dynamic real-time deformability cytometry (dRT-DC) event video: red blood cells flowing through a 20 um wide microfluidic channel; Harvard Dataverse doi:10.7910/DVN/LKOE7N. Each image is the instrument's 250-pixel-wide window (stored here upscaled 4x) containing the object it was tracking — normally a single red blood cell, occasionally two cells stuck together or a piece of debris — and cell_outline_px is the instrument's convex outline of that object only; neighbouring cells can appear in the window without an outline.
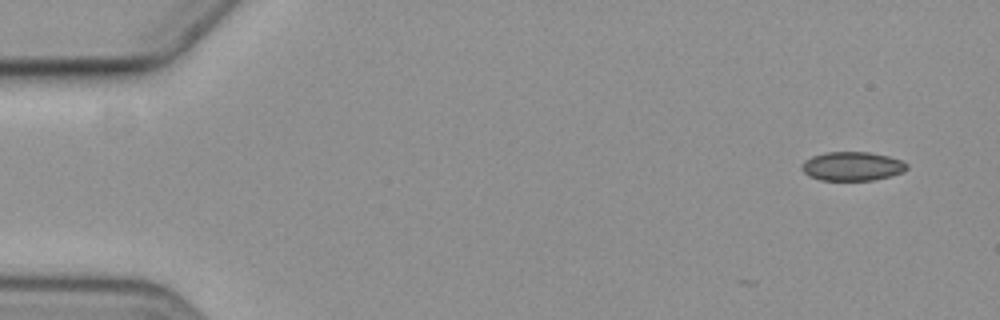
{"species": "common noctule bat (a hibernating species)", "species_latin": "Nyctalus noctula", "temperature_condition": "cold", "stored_images_in_passage": 5, "segment_of_instrument_passage": [1, 2], "camera_frame_rate_fps": 3000, "um_per_image_px": 0.085, "animal": {"sex": "female", "body_mass_g": 19.3, "forearm_length_mm": 54.1}, "frame": {"image": 1, "passage_image": 1, "time_ms": 0.0, "image_size_px": [1000, 320], "cell_outline_px": [[908, 168], [904, 172], [872, 180], [820, 180], [808, 176], [800, 168], [800, 164], [804, 160], [812, 156], [824, 152], [872, 152], [888, 156], [900, 160], [908, 164]], "centroid_in_image_um": [72.4, 14.12], "position_along_channel_um": 12.6, "area_um2": 17.86}}
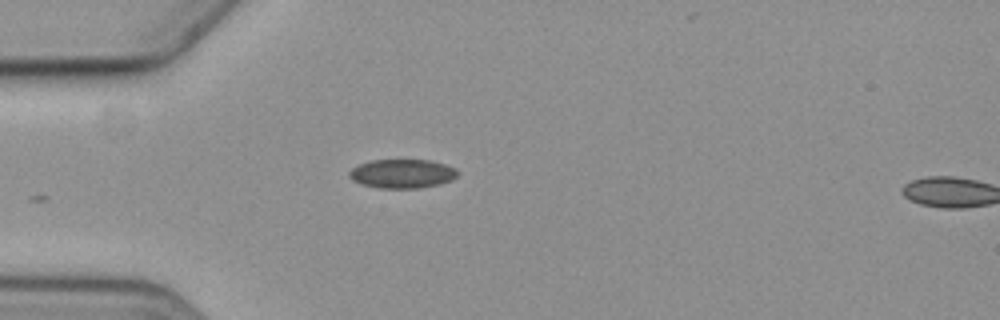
{"frame": {"image": 2, "passage_image": 4, "time_ms": 4.333, "image_size_px": [1000, 320], "cell_outline_px": [[460, 172], [452, 180], [440, 184], [416, 188], [380, 188], [360, 184], [352, 180], [348, 176], [348, 172], [352, 168], [360, 164], [372, 160], [432, 160], [456, 168]], "centroid_in_image_um": [34.19, 14.76], "position_along_channel_um": 50.8, "area_um2": 18.38}}